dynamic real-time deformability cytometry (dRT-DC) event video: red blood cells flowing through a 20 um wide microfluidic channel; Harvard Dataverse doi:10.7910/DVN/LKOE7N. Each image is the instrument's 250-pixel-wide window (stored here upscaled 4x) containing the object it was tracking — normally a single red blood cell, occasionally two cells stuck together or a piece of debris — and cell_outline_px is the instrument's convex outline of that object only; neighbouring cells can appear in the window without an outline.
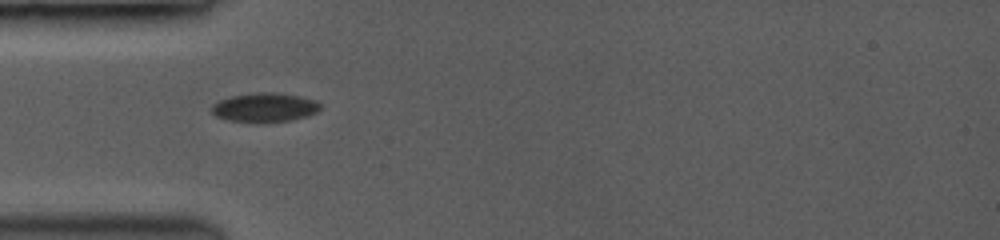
{"species": "common noctule bat (a hibernating species)", "species_latin": "Nyctalus noctula", "temperature_condition": "room temperature", "stored_images_in_passage": 38, "camera_frame_rate_fps": 3500, "um_per_image_px": 0.085, "animal": {"sex": "female", "body_mass_g": 19.0, "forearm_length_mm": 53.3}, "frame": {"image": 1, "passage_image": 1, "time_ms": 0.0, "image_size_px": [1000, 240], "cell_outline_px": [[320, 108], [316, 112], [292, 120], [228, 120], [216, 116], [212, 112], [212, 104], [220, 100], [232, 96], [296, 96], [312, 100], [320, 104]], "centroid_in_image_um": [22.46, 9.17], "position_along_channel_um": 62.5, "area_um2": 16.3}}
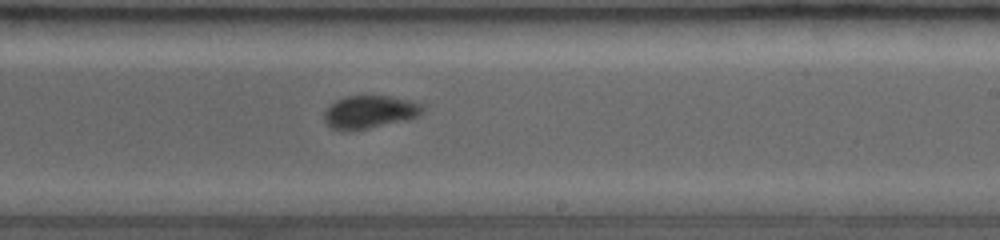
{"frame": {"image": 2, "passage_image": 18, "time_ms": 4.857, "image_size_px": [1000, 240], "cell_outline_px": [[420, 112], [416, 116], [368, 128], [340, 132], [332, 128], [324, 120], [324, 112], [332, 104], [348, 96], [388, 96], [420, 104]], "centroid_in_image_um": [31.3, 9.53], "position_along_channel_um": 257.7, "area_um2": 17.92}}
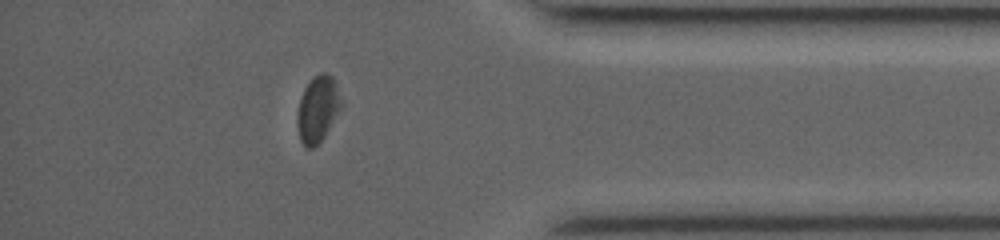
{"frame": {"image": 3, "passage_image": 32, "time_ms": 8.857, "image_size_px": [1000, 240], "cell_outline_px": [[340, 108], [324, 136], [312, 148], [308, 148], [300, 140], [296, 124], [296, 116], [300, 100], [304, 88], [312, 76], [320, 72], [324, 72], [332, 76], [336, 84], [340, 104]], "centroid_in_image_um": [26.96, 9.24], "position_along_channel_um": 408.2, "area_um2": 16.59}}